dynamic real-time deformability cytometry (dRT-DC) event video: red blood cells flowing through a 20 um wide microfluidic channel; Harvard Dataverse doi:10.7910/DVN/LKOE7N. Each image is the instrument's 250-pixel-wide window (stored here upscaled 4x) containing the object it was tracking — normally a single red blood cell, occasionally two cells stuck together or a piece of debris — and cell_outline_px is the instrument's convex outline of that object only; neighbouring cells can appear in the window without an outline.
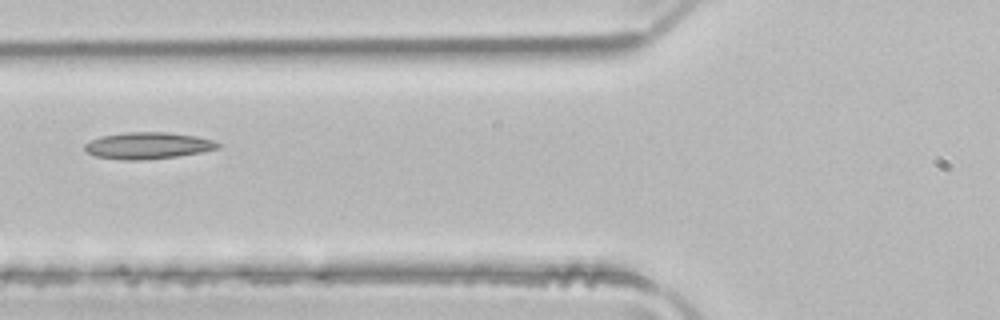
{"species": "common noctule bat (a hibernating species)", "species_latin": "Nyctalus noctula", "temperature_condition": "room temperature", "stored_images_in_passage": 2, "camera_frame_rate_fps": 3000, "um_per_image_px": 0.085, "animal": {"sex": "male", "body_mass_g": 21.5, "forearm_length_mm": 52.0}, "frame": {"image": 1, "passage_image": 2, "time_ms": 0.333, "image_size_px": [1000, 320], "cell_outline_px": [[220, 148], [200, 152], [176, 156], [144, 160], [120, 160], [92, 156], [84, 152], [84, 144], [100, 136], [124, 132], [168, 132], [196, 136], [212, 140], [220, 144]], "centroid_in_image_um": [12.5, 12.38], "position_along_channel_um": 113.3, "area_um2": 20.87}}